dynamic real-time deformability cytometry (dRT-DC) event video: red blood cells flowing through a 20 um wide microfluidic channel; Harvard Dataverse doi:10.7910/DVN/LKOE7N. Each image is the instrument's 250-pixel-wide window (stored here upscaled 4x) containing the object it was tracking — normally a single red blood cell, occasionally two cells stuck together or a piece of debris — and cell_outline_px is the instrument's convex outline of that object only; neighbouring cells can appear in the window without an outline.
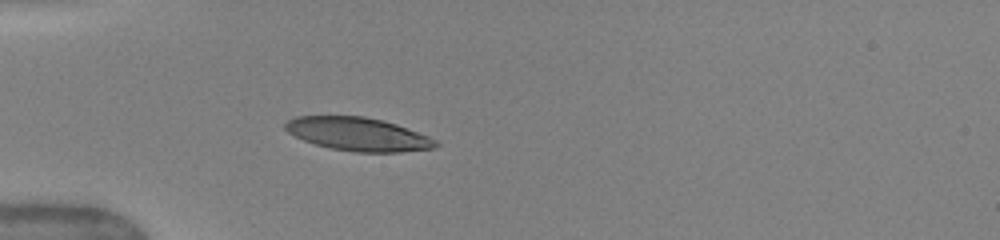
{"species": "human", "species_latin": "Homo sapiens", "temperature_condition": "warm", "stored_images_in_passage": 7, "camera_frame_rate_fps": 3000, "um_per_image_px": 0.085, "donor": {"sex": "female"}, "frame": {"image": 1, "passage_image": 1, "time_ms": 0.0, "image_size_px": [1000, 240], "cell_outline_px": [[440, 144], [432, 148], [400, 152], [356, 152], [332, 148], [316, 144], [304, 140], [288, 132], [284, 128], [284, 124], [288, 120], [296, 116], [364, 116], [396, 124], [428, 136], [436, 140]], "centroid_in_image_um": [30.43, 11.4], "position_along_channel_um": 54.6, "area_um2": 28.9}}